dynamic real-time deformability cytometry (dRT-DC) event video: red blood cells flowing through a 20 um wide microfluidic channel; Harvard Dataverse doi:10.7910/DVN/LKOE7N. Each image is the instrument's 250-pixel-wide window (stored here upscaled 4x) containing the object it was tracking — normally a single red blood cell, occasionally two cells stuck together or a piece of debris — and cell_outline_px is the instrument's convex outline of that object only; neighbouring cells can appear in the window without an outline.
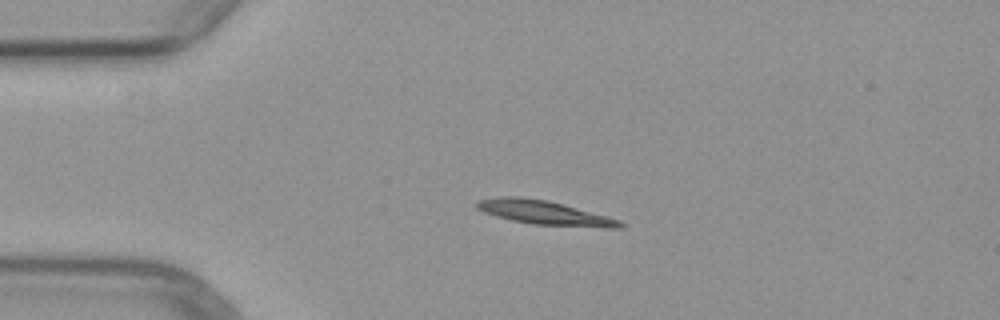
{"species": "common noctule bat (a hibernating species)", "species_latin": "Nyctalus noctula", "temperature_condition": "warm", "stored_images_in_passage": 3, "camera_frame_rate_fps": 3000, "um_per_image_px": 0.085, "animal": {"sex": "female", "body_mass_g": 29.2, "forearm_length_mm": 56.3}, "frame": {"image": 1, "passage_image": 2, "time_ms": 1.333, "image_size_px": [1000, 320], "cell_outline_px": [[628, 224], [624, 228], [604, 228], [532, 224], [512, 220], [496, 216], [484, 212], [476, 208], [476, 200], [500, 196], [524, 196], [548, 200], [608, 216], [620, 220]], "centroid_in_image_um": [46.32, 18.08], "position_along_channel_um": 38.7, "area_um2": 20.46}}
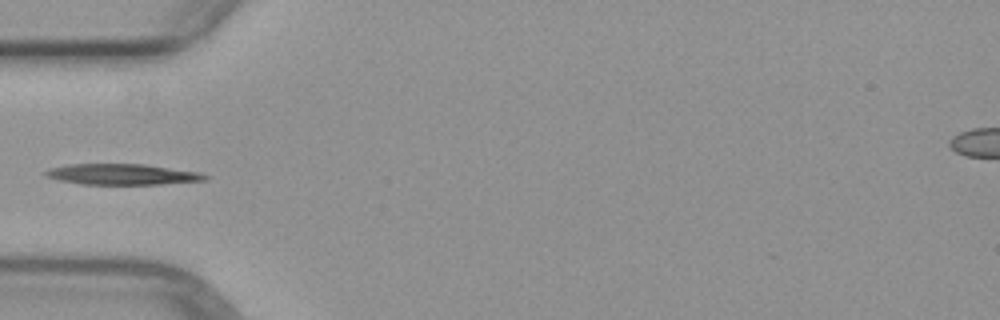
{"frame": {"image": 2, "passage_image": 3, "time_ms": 3.0, "image_size_px": [1000, 320], "cell_outline_px": [[212, 176], [208, 180], [160, 184], [80, 184], [60, 180], [44, 176], [44, 172], [48, 168], [68, 164], [148, 164], [200, 172]], "centroid_in_image_um": [10.44, 14.81], "position_along_channel_um": 74.6, "area_um2": 19.59}}